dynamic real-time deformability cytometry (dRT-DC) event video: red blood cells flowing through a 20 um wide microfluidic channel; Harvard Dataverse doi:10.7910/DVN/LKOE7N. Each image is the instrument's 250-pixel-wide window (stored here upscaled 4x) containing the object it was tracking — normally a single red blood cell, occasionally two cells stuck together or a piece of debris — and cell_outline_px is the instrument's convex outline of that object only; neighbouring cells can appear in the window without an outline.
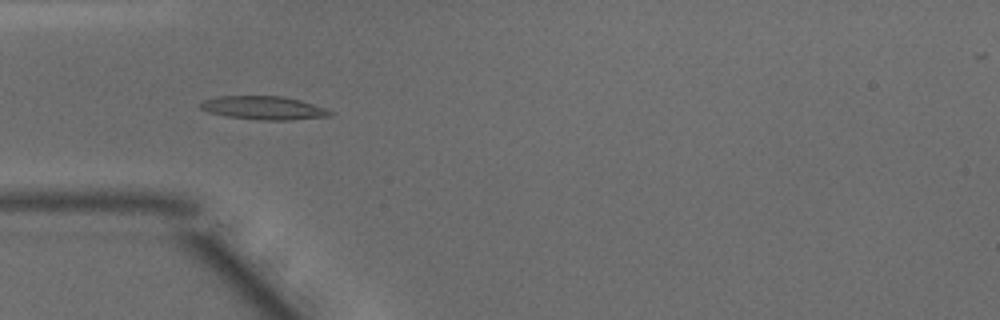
{"species": "common noctule bat (a hibernating species)", "species_latin": "Nyctalus noctula", "temperature_condition": "warm", "stored_images_in_passage": 45, "camera_frame_rate_fps": 3000, "um_per_image_px": 0.085, "animal": {"sex": "male", "body_mass_g": 15.6}, "frame": {"image": 1, "passage_image": 11, "time_ms": 3.333, "image_size_px": [1000, 320], "cell_outline_px": [[336, 112], [332, 116], [288, 120], [260, 120], [228, 116], [208, 112], [200, 108], [200, 104], [204, 100], [220, 96], [284, 96], [300, 100]], "centroid_in_image_um": [22.45, 9.17], "position_along_channel_um": 62.5, "area_um2": 17.63}}
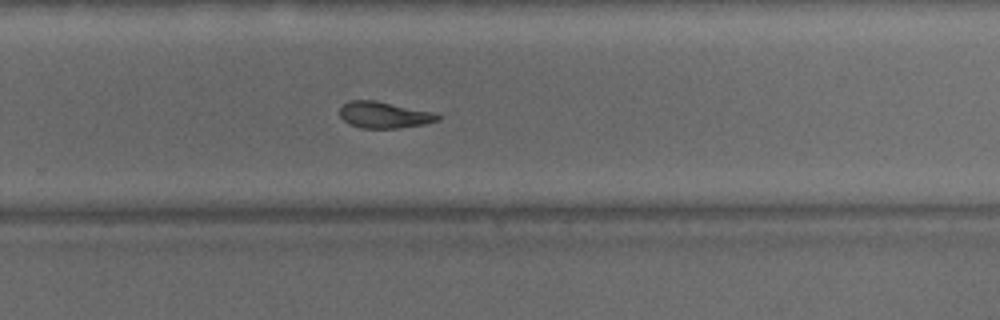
{"frame": {"image": 2, "passage_image": 28, "time_ms": 9.0, "image_size_px": [1000, 320], "cell_outline_px": [[440, 120], [424, 124], [400, 128], [360, 128], [348, 124], [340, 116], [340, 108], [348, 100], [376, 100], [432, 112], [440, 116]], "centroid_in_image_um": [32.62, 9.77], "position_along_channel_um": 297.2, "area_um2": 15.09}}
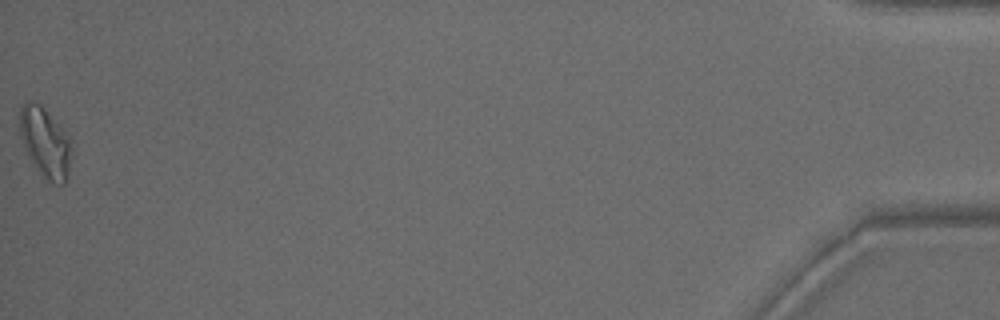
{"frame": {"image": 3, "passage_image": 45, "time_ms": 14.667, "image_size_px": [1000, 320], "cell_outline_px": [[68, 176], [64, 184], [52, 184], [44, 176], [24, 148], [20, 136], [20, 108], [28, 100], [36, 100], [44, 108], [60, 128], [68, 140]], "centroid_in_image_um": [3.77, 12.07], "position_along_channel_um": 431.4, "area_um2": 19.88}, "authors_computed_cell_mechanics": {"area_um2": 15.895, "velocity_mm_per_s": 4.1414, "shape_relaxation_time_tau1_ms": 8.8141, "shape_relaxation_time_tau2_ms": 2.5776, "deformation_change_tau1": 0.2683, "deformation_change_tau2": 0.1043}}